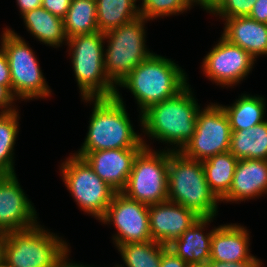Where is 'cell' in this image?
I'll use <instances>...</instances> for the list:
<instances>
[{"instance_id":"1","label":"cell","mask_w":267,"mask_h":267,"mask_svg":"<svg viewBox=\"0 0 267 267\" xmlns=\"http://www.w3.org/2000/svg\"><path fill=\"white\" fill-rule=\"evenodd\" d=\"M82 100L94 105L87 134L81 148L74 153L76 156L83 158L93 151L144 147L145 137L134 131L119 90L115 97Z\"/></svg>"},{"instance_id":"2","label":"cell","mask_w":267,"mask_h":267,"mask_svg":"<svg viewBox=\"0 0 267 267\" xmlns=\"http://www.w3.org/2000/svg\"><path fill=\"white\" fill-rule=\"evenodd\" d=\"M193 95L188 84L173 98L146 109L141 114L144 136L173 147L164 149L179 152L193 137L196 129L200 105Z\"/></svg>"},{"instance_id":"3","label":"cell","mask_w":267,"mask_h":267,"mask_svg":"<svg viewBox=\"0 0 267 267\" xmlns=\"http://www.w3.org/2000/svg\"><path fill=\"white\" fill-rule=\"evenodd\" d=\"M172 59L152 53L137 65L116 87L128 89L141 114L154 104L173 98L188 84V76Z\"/></svg>"},{"instance_id":"4","label":"cell","mask_w":267,"mask_h":267,"mask_svg":"<svg viewBox=\"0 0 267 267\" xmlns=\"http://www.w3.org/2000/svg\"><path fill=\"white\" fill-rule=\"evenodd\" d=\"M168 201L183 205L199 217H216L220 200L210 190L201 161L169 150Z\"/></svg>"},{"instance_id":"5","label":"cell","mask_w":267,"mask_h":267,"mask_svg":"<svg viewBox=\"0 0 267 267\" xmlns=\"http://www.w3.org/2000/svg\"><path fill=\"white\" fill-rule=\"evenodd\" d=\"M68 54L82 99L115 97L117 87L104 67V33L76 35L68 39Z\"/></svg>"},{"instance_id":"6","label":"cell","mask_w":267,"mask_h":267,"mask_svg":"<svg viewBox=\"0 0 267 267\" xmlns=\"http://www.w3.org/2000/svg\"><path fill=\"white\" fill-rule=\"evenodd\" d=\"M69 248L62 237L41 226L5 234L3 267H53Z\"/></svg>"},{"instance_id":"7","label":"cell","mask_w":267,"mask_h":267,"mask_svg":"<svg viewBox=\"0 0 267 267\" xmlns=\"http://www.w3.org/2000/svg\"><path fill=\"white\" fill-rule=\"evenodd\" d=\"M2 32L0 47L7 55L13 95L21 101L49 98L52 91L34 50L14 30L6 27Z\"/></svg>"},{"instance_id":"8","label":"cell","mask_w":267,"mask_h":267,"mask_svg":"<svg viewBox=\"0 0 267 267\" xmlns=\"http://www.w3.org/2000/svg\"><path fill=\"white\" fill-rule=\"evenodd\" d=\"M147 19L138 18L104 33V67L110 81L117 86L137 65L153 51L146 46Z\"/></svg>"},{"instance_id":"9","label":"cell","mask_w":267,"mask_h":267,"mask_svg":"<svg viewBox=\"0 0 267 267\" xmlns=\"http://www.w3.org/2000/svg\"><path fill=\"white\" fill-rule=\"evenodd\" d=\"M144 147L133 161L126 187L127 197L146 205L168 201L169 150H153L144 139Z\"/></svg>"},{"instance_id":"10","label":"cell","mask_w":267,"mask_h":267,"mask_svg":"<svg viewBox=\"0 0 267 267\" xmlns=\"http://www.w3.org/2000/svg\"><path fill=\"white\" fill-rule=\"evenodd\" d=\"M62 180L84 214L100 220L116 191L105 183L88 164L74 153L61 162Z\"/></svg>"},{"instance_id":"11","label":"cell","mask_w":267,"mask_h":267,"mask_svg":"<svg viewBox=\"0 0 267 267\" xmlns=\"http://www.w3.org/2000/svg\"><path fill=\"white\" fill-rule=\"evenodd\" d=\"M231 126L219 103H210L197 113L193 137L179 151L184 157L203 161L229 151Z\"/></svg>"},{"instance_id":"12","label":"cell","mask_w":267,"mask_h":267,"mask_svg":"<svg viewBox=\"0 0 267 267\" xmlns=\"http://www.w3.org/2000/svg\"><path fill=\"white\" fill-rule=\"evenodd\" d=\"M102 224L113 225L117 232L112 235L113 244L118 245L152 240L149 229L148 205L116 192Z\"/></svg>"},{"instance_id":"13","label":"cell","mask_w":267,"mask_h":267,"mask_svg":"<svg viewBox=\"0 0 267 267\" xmlns=\"http://www.w3.org/2000/svg\"><path fill=\"white\" fill-rule=\"evenodd\" d=\"M219 39L203 58L202 72L221 88L232 87L248 77L257 59L222 36Z\"/></svg>"},{"instance_id":"14","label":"cell","mask_w":267,"mask_h":267,"mask_svg":"<svg viewBox=\"0 0 267 267\" xmlns=\"http://www.w3.org/2000/svg\"><path fill=\"white\" fill-rule=\"evenodd\" d=\"M22 189L17 174L0 175V233L36 226L38 215Z\"/></svg>"},{"instance_id":"15","label":"cell","mask_w":267,"mask_h":267,"mask_svg":"<svg viewBox=\"0 0 267 267\" xmlns=\"http://www.w3.org/2000/svg\"><path fill=\"white\" fill-rule=\"evenodd\" d=\"M148 214L152 240L165 246L178 239L200 218L192 210L171 201L148 205Z\"/></svg>"},{"instance_id":"16","label":"cell","mask_w":267,"mask_h":267,"mask_svg":"<svg viewBox=\"0 0 267 267\" xmlns=\"http://www.w3.org/2000/svg\"><path fill=\"white\" fill-rule=\"evenodd\" d=\"M142 148L108 149L87 153L83 158L116 192L126 187L134 158Z\"/></svg>"},{"instance_id":"17","label":"cell","mask_w":267,"mask_h":267,"mask_svg":"<svg viewBox=\"0 0 267 267\" xmlns=\"http://www.w3.org/2000/svg\"><path fill=\"white\" fill-rule=\"evenodd\" d=\"M250 233L247 227L231 223L213 228L210 261L231 262L260 260L250 253Z\"/></svg>"},{"instance_id":"18","label":"cell","mask_w":267,"mask_h":267,"mask_svg":"<svg viewBox=\"0 0 267 267\" xmlns=\"http://www.w3.org/2000/svg\"><path fill=\"white\" fill-rule=\"evenodd\" d=\"M267 195V160H238L233 182L222 202L239 203ZM257 197V198H256Z\"/></svg>"},{"instance_id":"19","label":"cell","mask_w":267,"mask_h":267,"mask_svg":"<svg viewBox=\"0 0 267 267\" xmlns=\"http://www.w3.org/2000/svg\"><path fill=\"white\" fill-rule=\"evenodd\" d=\"M216 217H200L168 248L189 266H204L210 261L213 229L204 233ZM208 225V226H207Z\"/></svg>"},{"instance_id":"20","label":"cell","mask_w":267,"mask_h":267,"mask_svg":"<svg viewBox=\"0 0 267 267\" xmlns=\"http://www.w3.org/2000/svg\"><path fill=\"white\" fill-rule=\"evenodd\" d=\"M222 37L233 45L240 46L253 58L267 55V23L245 17L223 20Z\"/></svg>"},{"instance_id":"21","label":"cell","mask_w":267,"mask_h":267,"mask_svg":"<svg viewBox=\"0 0 267 267\" xmlns=\"http://www.w3.org/2000/svg\"><path fill=\"white\" fill-rule=\"evenodd\" d=\"M28 31L40 43L53 48L61 47L68 38L64 30L63 20L54 16L42 6L28 11L21 16Z\"/></svg>"},{"instance_id":"22","label":"cell","mask_w":267,"mask_h":267,"mask_svg":"<svg viewBox=\"0 0 267 267\" xmlns=\"http://www.w3.org/2000/svg\"><path fill=\"white\" fill-rule=\"evenodd\" d=\"M229 152L238 160H267V119L243 130H232Z\"/></svg>"},{"instance_id":"23","label":"cell","mask_w":267,"mask_h":267,"mask_svg":"<svg viewBox=\"0 0 267 267\" xmlns=\"http://www.w3.org/2000/svg\"><path fill=\"white\" fill-rule=\"evenodd\" d=\"M220 105L228 116L231 130L248 129L266 121L267 104L264 96L244 93L231 106Z\"/></svg>"},{"instance_id":"24","label":"cell","mask_w":267,"mask_h":267,"mask_svg":"<svg viewBox=\"0 0 267 267\" xmlns=\"http://www.w3.org/2000/svg\"><path fill=\"white\" fill-rule=\"evenodd\" d=\"M201 162L210 190L221 200L231 188L238 159L228 151Z\"/></svg>"},{"instance_id":"25","label":"cell","mask_w":267,"mask_h":267,"mask_svg":"<svg viewBox=\"0 0 267 267\" xmlns=\"http://www.w3.org/2000/svg\"><path fill=\"white\" fill-rule=\"evenodd\" d=\"M139 0H96L97 25L101 33H106L140 16L136 3Z\"/></svg>"},{"instance_id":"26","label":"cell","mask_w":267,"mask_h":267,"mask_svg":"<svg viewBox=\"0 0 267 267\" xmlns=\"http://www.w3.org/2000/svg\"><path fill=\"white\" fill-rule=\"evenodd\" d=\"M63 23L68 39L98 32L96 0H71Z\"/></svg>"},{"instance_id":"27","label":"cell","mask_w":267,"mask_h":267,"mask_svg":"<svg viewBox=\"0 0 267 267\" xmlns=\"http://www.w3.org/2000/svg\"><path fill=\"white\" fill-rule=\"evenodd\" d=\"M124 267H160L163 245L153 240L118 245ZM115 267H123L115 264Z\"/></svg>"},{"instance_id":"28","label":"cell","mask_w":267,"mask_h":267,"mask_svg":"<svg viewBox=\"0 0 267 267\" xmlns=\"http://www.w3.org/2000/svg\"><path fill=\"white\" fill-rule=\"evenodd\" d=\"M18 109L9 113H0V175L15 173L14 146L19 133Z\"/></svg>"},{"instance_id":"29","label":"cell","mask_w":267,"mask_h":267,"mask_svg":"<svg viewBox=\"0 0 267 267\" xmlns=\"http://www.w3.org/2000/svg\"><path fill=\"white\" fill-rule=\"evenodd\" d=\"M138 6L140 16L147 20H154L158 17L176 16L187 12L193 6L190 0H141Z\"/></svg>"},{"instance_id":"30","label":"cell","mask_w":267,"mask_h":267,"mask_svg":"<svg viewBox=\"0 0 267 267\" xmlns=\"http://www.w3.org/2000/svg\"><path fill=\"white\" fill-rule=\"evenodd\" d=\"M256 0H222L210 13L220 19L249 16Z\"/></svg>"},{"instance_id":"31","label":"cell","mask_w":267,"mask_h":267,"mask_svg":"<svg viewBox=\"0 0 267 267\" xmlns=\"http://www.w3.org/2000/svg\"><path fill=\"white\" fill-rule=\"evenodd\" d=\"M70 4L71 0H42V7L62 20L65 18Z\"/></svg>"},{"instance_id":"32","label":"cell","mask_w":267,"mask_h":267,"mask_svg":"<svg viewBox=\"0 0 267 267\" xmlns=\"http://www.w3.org/2000/svg\"><path fill=\"white\" fill-rule=\"evenodd\" d=\"M17 98L12 91L5 85L0 84V113H9L17 110L13 103ZM16 107V108H15Z\"/></svg>"},{"instance_id":"33","label":"cell","mask_w":267,"mask_h":267,"mask_svg":"<svg viewBox=\"0 0 267 267\" xmlns=\"http://www.w3.org/2000/svg\"><path fill=\"white\" fill-rule=\"evenodd\" d=\"M160 267H189V265L170 250L168 246L163 245Z\"/></svg>"},{"instance_id":"34","label":"cell","mask_w":267,"mask_h":267,"mask_svg":"<svg viewBox=\"0 0 267 267\" xmlns=\"http://www.w3.org/2000/svg\"><path fill=\"white\" fill-rule=\"evenodd\" d=\"M0 84L11 90V75L7 55L0 47Z\"/></svg>"},{"instance_id":"35","label":"cell","mask_w":267,"mask_h":267,"mask_svg":"<svg viewBox=\"0 0 267 267\" xmlns=\"http://www.w3.org/2000/svg\"><path fill=\"white\" fill-rule=\"evenodd\" d=\"M248 17L257 22L267 23V0H256Z\"/></svg>"},{"instance_id":"36","label":"cell","mask_w":267,"mask_h":267,"mask_svg":"<svg viewBox=\"0 0 267 267\" xmlns=\"http://www.w3.org/2000/svg\"><path fill=\"white\" fill-rule=\"evenodd\" d=\"M262 260H246L231 263H219L215 261H209L203 267H263Z\"/></svg>"},{"instance_id":"37","label":"cell","mask_w":267,"mask_h":267,"mask_svg":"<svg viewBox=\"0 0 267 267\" xmlns=\"http://www.w3.org/2000/svg\"><path fill=\"white\" fill-rule=\"evenodd\" d=\"M70 247L67 248V250L58 258V261L56 262V264L53 267H94L90 266V265H84V264H80V263H76L74 261L70 262L69 254H70Z\"/></svg>"},{"instance_id":"38","label":"cell","mask_w":267,"mask_h":267,"mask_svg":"<svg viewBox=\"0 0 267 267\" xmlns=\"http://www.w3.org/2000/svg\"><path fill=\"white\" fill-rule=\"evenodd\" d=\"M21 16L42 6V0H16Z\"/></svg>"},{"instance_id":"39","label":"cell","mask_w":267,"mask_h":267,"mask_svg":"<svg viewBox=\"0 0 267 267\" xmlns=\"http://www.w3.org/2000/svg\"><path fill=\"white\" fill-rule=\"evenodd\" d=\"M222 0H190L192 6L200 5V8L206 10L207 13H211Z\"/></svg>"},{"instance_id":"40","label":"cell","mask_w":267,"mask_h":267,"mask_svg":"<svg viewBox=\"0 0 267 267\" xmlns=\"http://www.w3.org/2000/svg\"><path fill=\"white\" fill-rule=\"evenodd\" d=\"M5 234L0 233V267H3Z\"/></svg>"}]
</instances>
